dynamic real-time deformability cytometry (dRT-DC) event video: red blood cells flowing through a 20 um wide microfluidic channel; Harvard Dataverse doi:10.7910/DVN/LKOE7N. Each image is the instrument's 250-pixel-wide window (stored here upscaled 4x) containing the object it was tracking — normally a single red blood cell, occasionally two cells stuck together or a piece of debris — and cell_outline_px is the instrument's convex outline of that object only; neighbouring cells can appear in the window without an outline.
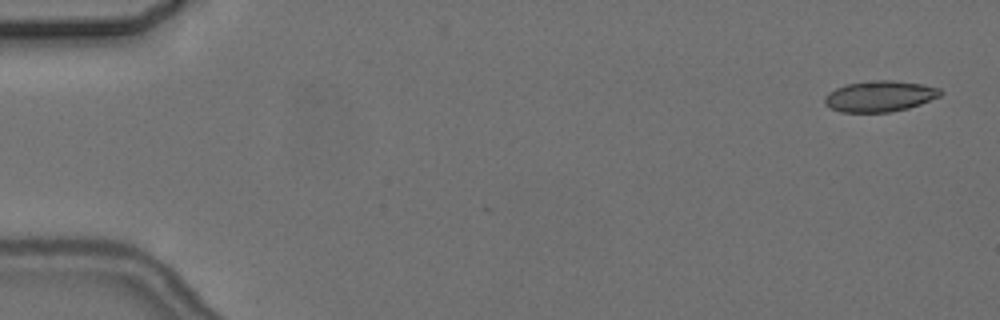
{"species": "common noctule bat (a hibernating species)", "species_latin": "Nyctalus noctula", "temperature_condition": "cold", "stored_images_in_passage": 6, "camera_frame_rate_fps": 3000, "um_per_image_px": 0.085, "animal": {"sex": "female", "body_mass_g": 24.6, "forearm_length_mm": 56.2}, "frame": {"image": 1, "passage_image": 1, "time_ms": 0.0, "image_size_px": [1000, 320], "cell_outline_px": [[944, 92], [940, 96], [920, 104], [908, 108], [892, 112], [840, 112], [824, 104], [824, 96], [828, 92], [836, 88], [848, 84], [876, 80], [892, 80], [920, 84], [940, 88]], "centroid_in_image_um": [74.78, 8.18], "position_along_channel_um": 10.2, "area_um2": 20.81}}
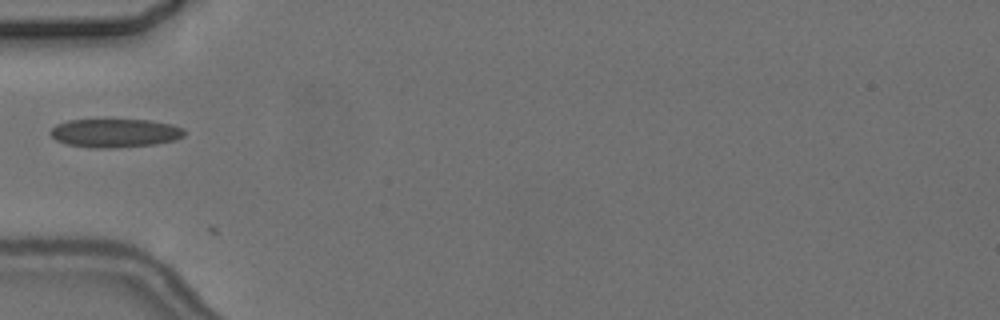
{"frame": {"image": 2, "passage_image": 5, "time_ms": 5.667, "image_size_px": [1000, 320], "cell_outline_px": [[184, 136], [176, 140], [156, 144], [116, 148], [92, 148], [64, 144], [56, 140], [48, 132], [56, 124], [68, 120], [148, 120], [172, 124], [184, 128]], "centroid_in_image_um": [9.77, 11.32], "position_along_channel_um": 75.2, "area_um2": 22.54}}